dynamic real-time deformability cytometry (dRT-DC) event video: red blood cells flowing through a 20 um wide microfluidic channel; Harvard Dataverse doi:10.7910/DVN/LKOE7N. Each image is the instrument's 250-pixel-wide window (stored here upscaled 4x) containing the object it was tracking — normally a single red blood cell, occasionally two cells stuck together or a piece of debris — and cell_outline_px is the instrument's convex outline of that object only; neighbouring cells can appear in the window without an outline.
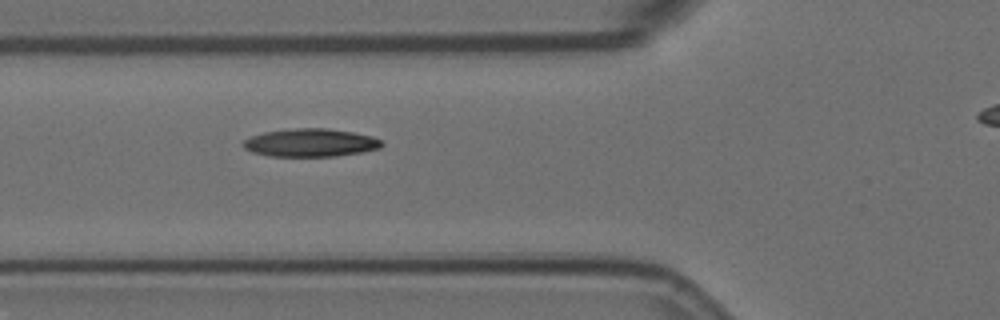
{"species": "Egyptian fruit bat (a non-hibernating species)", "species_latin": "Rousettus aegyptiacus", "temperature_condition": "room temperature", "stored_images_in_passage": 5, "segment_of_instrument_passage": [1, 2], "camera_frame_rate_fps": 3000, "um_per_image_px": 0.085, "animal": {"sex": "female"}, "frame": {"image": 1, "passage_image": 4, "time_ms": 1.0, "image_size_px": [1000, 320], "cell_outline_px": [[384, 144], [380, 148], [360, 152], [332, 156], [268, 156], [252, 152], [244, 148], [240, 144], [244, 140], [252, 136], [264, 132], [296, 128], [328, 128], [352, 132], [372, 136], [380, 140]], "centroid_in_image_um": [26.36, 12.13], "position_along_channel_um": 99.4, "area_um2": 22.54}}